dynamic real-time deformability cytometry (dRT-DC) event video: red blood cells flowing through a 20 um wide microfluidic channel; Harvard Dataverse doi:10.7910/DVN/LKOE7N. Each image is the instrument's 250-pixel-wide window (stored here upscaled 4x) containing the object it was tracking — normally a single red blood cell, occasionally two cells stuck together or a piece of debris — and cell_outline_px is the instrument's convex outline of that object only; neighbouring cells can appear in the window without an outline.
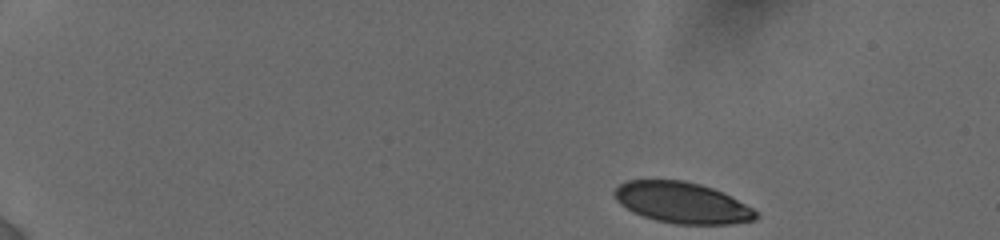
{"species": "human", "species_latin": "Homo sapiens", "temperature_condition": "cold", "stored_images_in_passage": 46, "camera_frame_rate_fps": 3000, "um_per_image_px": 0.085, "donor": {"sex": "female"}, "frame": {"image": 1, "passage_image": 1, "time_ms": 0.0, "image_size_px": [1000, 240], "cell_outline_px": [[760, 216], [756, 220], [732, 224], [676, 224], [656, 220], [632, 212], [620, 204], [616, 200], [612, 192], [620, 184], [628, 180], [684, 180], [700, 184], [724, 192], [752, 208]], "centroid_in_image_um": [57.99, 17.23], "position_along_channel_um": 27.0, "area_um2": 33.93}}
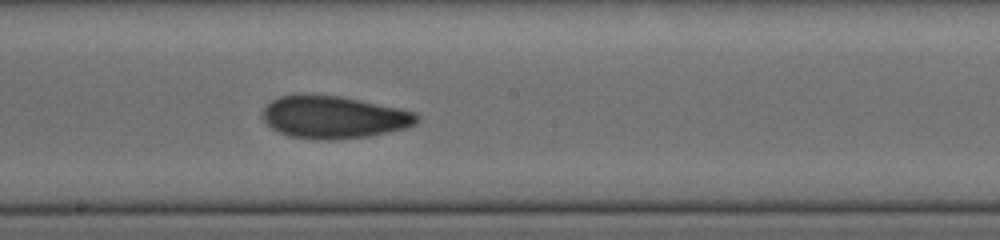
{"frame": {"image": 2, "passage_image": 24, "time_ms": 8.333, "image_size_px": [1000, 240], "cell_outline_px": [[420, 120], [416, 124], [408, 128], [368, 136], [332, 140], [328, 140], [292, 136], [280, 132], [272, 128], [260, 116], [260, 112], [272, 100], [280, 96], [340, 96], [400, 108], [416, 112], [420, 116]], "centroid_in_image_um": [28.43, 9.97], "position_along_channel_um": 219.8, "area_um2": 37.8}}
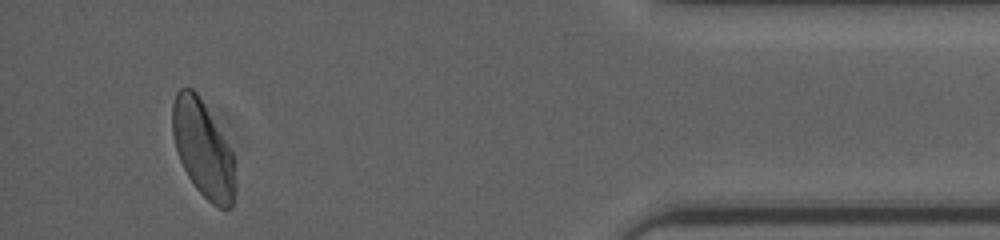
{"frame": {"image": 3, "passage_image": 42, "time_ms": 14.667, "image_size_px": [1000, 240], "cell_outline_px": [[236, 184], [232, 208], [220, 208], [212, 204], [196, 188], [188, 176], [180, 160], [172, 136], [172, 104], [176, 92], [180, 88], [192, 88], [196, 92], [232, 152]], "centroid_in_image_um": [17.24, 12.69], "position_along_channel_um": 418.0, "area_um2": 34.8}, "authors_computed_cell_mechanics": {"area_um2": 36.6452, "velocity_mm_per_s": 3.8239, "shape_relaxation_time_tau1_ms": null, "shape_relaxation_time_tau2_ms": 2.1693, "deformation_change_tau1": null, "deformation_change_tau2": 0.0819}}